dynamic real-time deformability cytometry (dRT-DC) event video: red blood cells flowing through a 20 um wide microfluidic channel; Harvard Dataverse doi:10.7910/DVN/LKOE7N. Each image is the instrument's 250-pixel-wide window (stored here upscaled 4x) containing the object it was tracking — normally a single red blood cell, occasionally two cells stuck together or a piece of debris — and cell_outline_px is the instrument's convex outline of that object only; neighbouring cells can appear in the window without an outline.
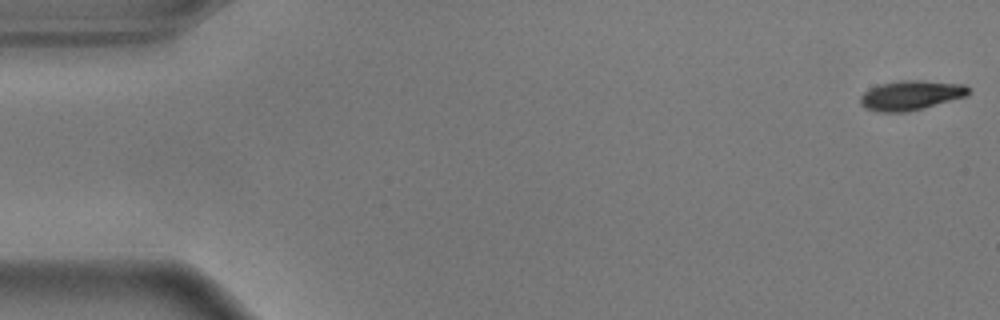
{"species": "common noctule bat (a hibernating species)", "species_latin": "Nyctalus noctula", "temperature_condition": "warm", "stored_images_in_passage": 55, "camera_frame_rate_fps": 3000, "um_per_image_px": 0.085, "animal": {"sex": "male", "body_mass_g": 17.9}, "frame": {"image": 1, "passage_image": 1, "time_ms": 0.0, "image_size_px": [1000, 320], "cell_outline_px": [[972, 92], [968, 96], [924, 108], [904, 112], [880, 112], [864, 108], [860, 104], [860, 96], [864, 92], [880, 84], [900, 80], [920, 80], [964, 84]], "centroid_in_image_um": [77.45, 8.1], "position_along_channel_um": 7.6, "area_um2": 18.79}}
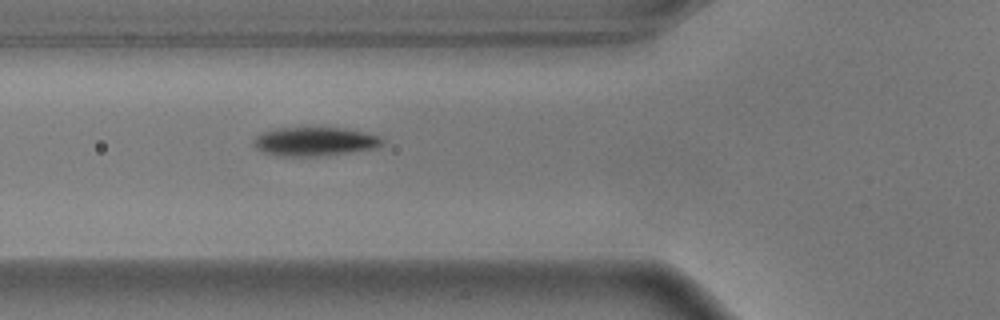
{"frame": {"image": 2, "passage_image": 20, "time_ms": 6.333, "image_size_px": [1000, 320], "cell_outline_px": [[384, 144], [380, 148], [316, 156], [276, 156], [264, 152], [256, 148], [252, 144], [252, 140], [260, 132], [276, 128], [344, 128], [364, 132], [380, 136], [384, 140]], "centroid_in_image_um": [26.74, 12.03], "position_along_channel_um": 99.1, "area_um2": 21.79}}
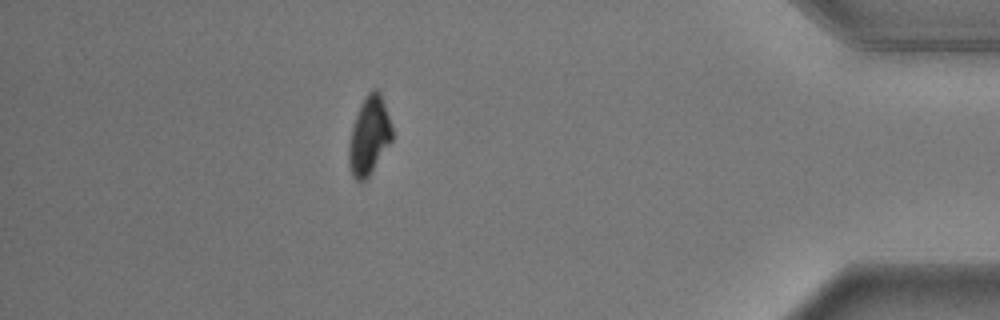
{"frame": {"image": 3, "passage_image": 49, "time_ms": 16.0, "image_size_px": [1000, 320], "cell_outline_px": [[392, 140], [372, 172], [360, 184], [352, 176], [348, 164], [348, 144], [352, 128], [360, 104], [368, 92], [372, 88], [376, 88], [380, 92], [392, 124]], "centroid_in_image_um": [31.37, 11.55], "position_along_channel_um": 403.8, "area_um2": 19.88}, "authors_computed_cell_mechanics": {"area_um2": 20.5768, "velocity_mm_per_s": 3.6289, "shape_relaxation_time_tau1_ms": 1.8622, "shape_relaxation_time_tau2_ms": null, "deformation_change_tau1": 0.1696, "deformation_change_tau2": null}}